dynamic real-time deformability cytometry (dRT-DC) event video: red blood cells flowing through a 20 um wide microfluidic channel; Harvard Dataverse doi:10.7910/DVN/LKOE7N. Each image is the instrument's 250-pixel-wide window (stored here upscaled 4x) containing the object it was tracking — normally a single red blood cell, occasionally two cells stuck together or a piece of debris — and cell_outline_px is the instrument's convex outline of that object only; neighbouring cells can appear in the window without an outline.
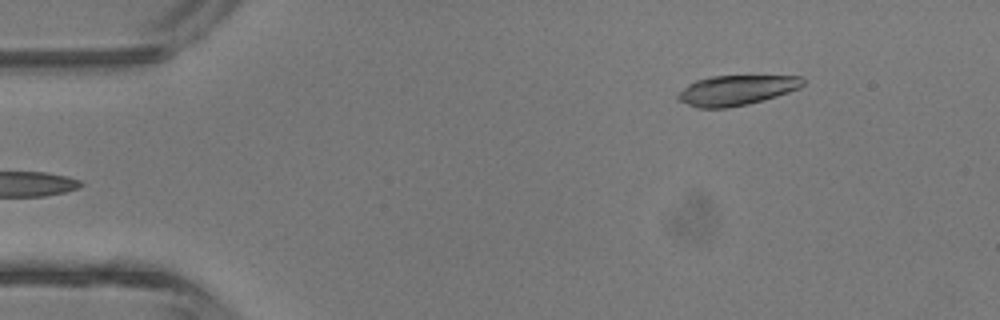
{"species": "common noctule bat (a hibernating species)", "species_latin": "Nyctalus noctula", "temperature_condition": "room temperature", "stored_images_in_passage": 4, "segment_of_instrument_passage": [2, 2], "camera_frame_rate_fps": 3000, "um_per_image_px": 0.085, "animal": {"sex": "male", "body_mass_g": 13.3}, "frame": {"image": 1, "passage_image": 4, "time_ms": 3.333, "image_size_px": [1000, 320], "cell_outline_px": [[804, 84], [800, 88], [764, 100], [748, 104], [728, 108], [696, 108], [676, 100], [676, 96], [688, 84], [696, 80], [712, 76], [800, 76], [804, 80]], "centroid_in_image_um": [62.56, 7.68], "position_along_channel_um": 22.4, "area_um2": 21.91}}